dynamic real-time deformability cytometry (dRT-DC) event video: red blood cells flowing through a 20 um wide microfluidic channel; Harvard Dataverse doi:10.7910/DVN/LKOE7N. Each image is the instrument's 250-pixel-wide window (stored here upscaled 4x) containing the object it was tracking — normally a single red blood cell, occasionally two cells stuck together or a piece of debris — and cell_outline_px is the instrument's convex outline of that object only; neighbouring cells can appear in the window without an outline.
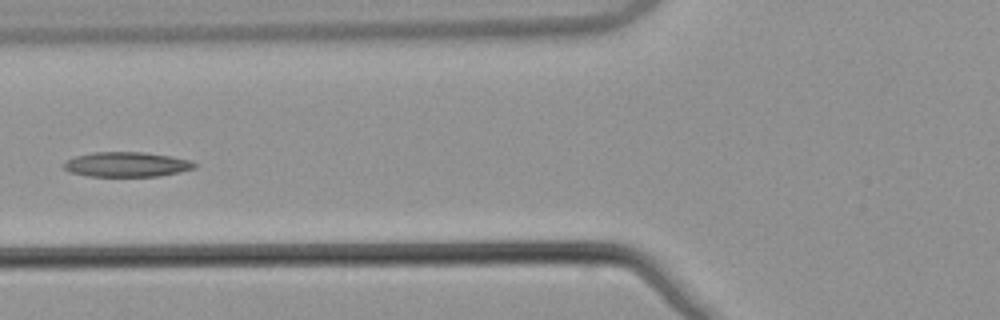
{"species": "common noctule bat (a hibernating species)", "species_latin": "Nyctalus noctula", "temperature_condition": "warm", "stored_images_in_passage": 3, "camera_frame_rate_fps": 3000, "um_per_image_px": 0.085, "animal": {"sex": "male", "body_mass_g": 21.5, "forearm_length_mm": 52.0}, "frame": {"image": 1, "passage_image": 3, "time_ms": 0.667, "image_size_px": [1000, 320], "cell_outline_px": [[196, 168], [180, 172], [160, 176], [88, 176], [68, 172], [60, 164], [76, 156], [92, 152], [140, 152], [168, 156], [192, 160], [196, 164]], "centroid_in_image_um": [10.75, 13.98], "position_along_channel_um": 115.1, "area_um2": 18.96}}